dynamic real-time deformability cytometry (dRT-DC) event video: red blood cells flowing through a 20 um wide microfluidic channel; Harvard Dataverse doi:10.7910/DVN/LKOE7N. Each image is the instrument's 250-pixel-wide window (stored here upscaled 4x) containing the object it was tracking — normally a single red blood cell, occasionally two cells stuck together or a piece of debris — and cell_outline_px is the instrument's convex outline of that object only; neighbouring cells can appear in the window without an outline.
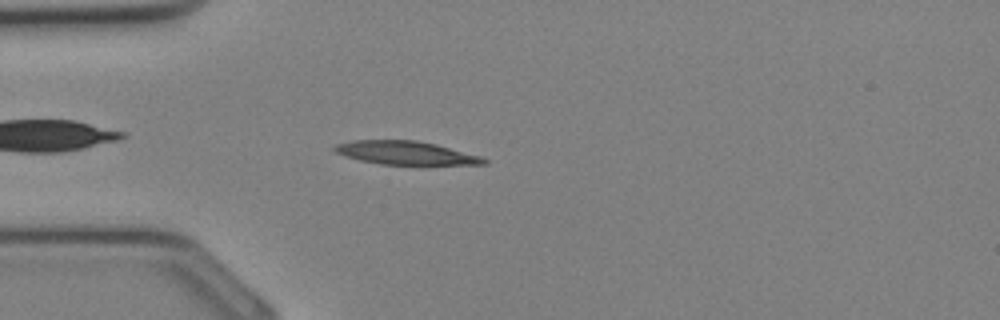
{"species": "Egyptian fruit bat (a non-hibernating species)", "species_latin": "Rousettus aegyptiacus", "temperature_condition": "cold", "stored_images_in_passage": 27, "camera_frame_rate_fps": 3000, "um_per_image_px": 0.085, "animal": {"sex": "female"}, "frame": {"image": 1, "passage_image": 2, "time_ms": 0.333, "image_size_px": [1000, 320], "cell_outline_px": [[488, 164], [420, 168], [380, 164], [360, 160], [344, 156], [336, 152], [332, 148], [336, 144], [352, 140], [416, 140], [436, 144], [480, 156], [488, 160]], "centroid_in_image_um": [34.59, 13.06], "position_along_channel_um": 50.4, "area_um2": 21.73}}
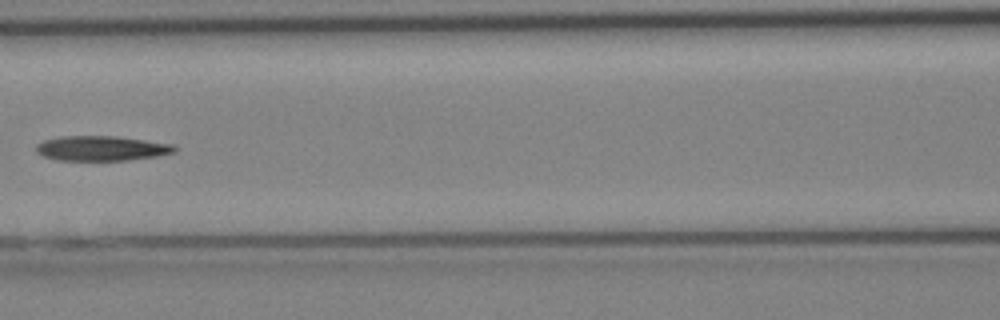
{"frame": {"image": 2, "passage_image": 8, "time_ms": 2.333, "image_size_px": [1000, 320], "cell_outline_px": [[176, 152], [156, 156], [124, 160], [60, 160], [44, 156], [36, 152], [36, 144], [44, 140], [60, 136], [116, 136], [176, 144]], "centroid_in_image_um": [8.65, 12.6], "position_along_channel_um": 158.0, "area_um2": 20.06}}
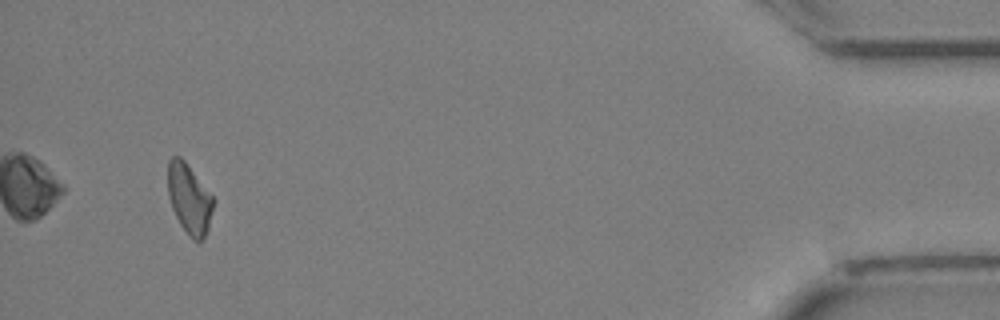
{"frame": {"image": 3, "passage_image": 25, "time_ms": 8.0, "image_size_px": [1000, 320], "cell_outline_px": [[216, 200], [208, 228], [200, 244], [192, 240], [188, 236], [180, 224], [172, 208], [168, 196], [168, 160], [172, 156], [180, 156], [184, 160]], "centroid_in_image_um": [16.1, 16.93], "position_along_channel_um": 419.1, "area_um2": 18.73}}